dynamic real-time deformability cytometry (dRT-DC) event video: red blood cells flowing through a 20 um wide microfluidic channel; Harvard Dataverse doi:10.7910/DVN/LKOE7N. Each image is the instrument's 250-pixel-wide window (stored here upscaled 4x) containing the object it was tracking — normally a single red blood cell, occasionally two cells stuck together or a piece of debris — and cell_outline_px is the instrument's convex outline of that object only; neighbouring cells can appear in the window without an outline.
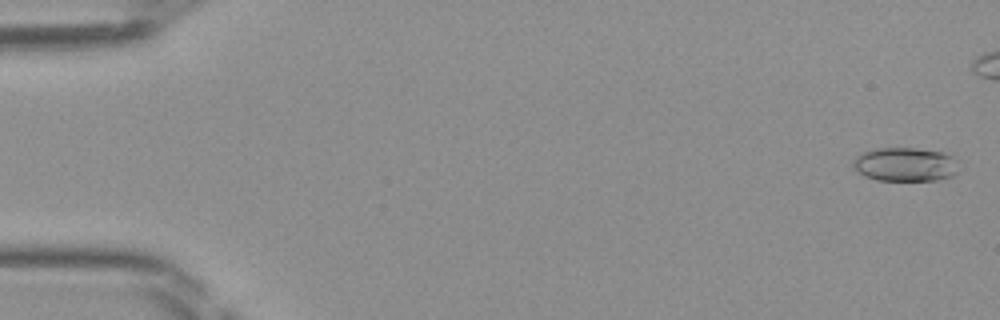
{"species": "Egyptian fruit bat (a non-hibernating species)", "species_latin": "Rousettus aegyptiacus", "temperature_condition": "room temperature", "stored_images_in_passage": 43, "camera_frame_rate_fps": 3000, "um_per_image_px": 0.085, "frame": {"image": 1, "passage_image": 2, "time_ms": 0.333, "image_size_px": [1000, 320], "cell_outline_px": [[956, 172], [952, 176], [940, 180], [876, 180], [864, 176], [852, 164], [852, 160], [860, 152], [876, 148], [916, 148], [944, 152], [952, 156], [956, 160]], "centroid_in_image_um": [76.92, 13.96], "position_along_channel_um": 8.1, "area_um2": 20.92}}
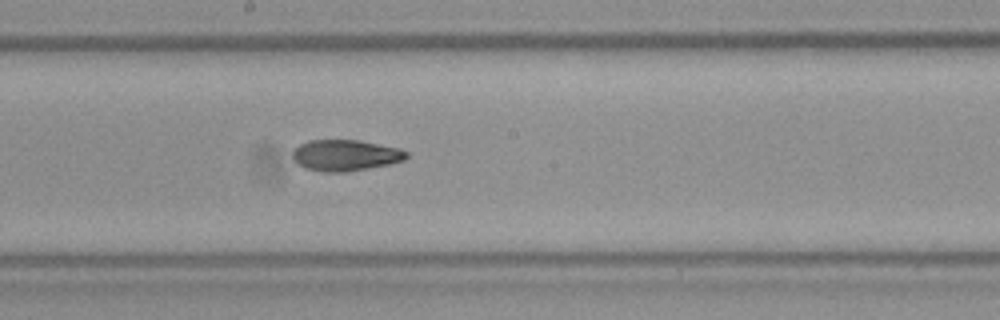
{"frame": {"image": 2, "passage_image": 27, "time_ms": 8.667, "image_size_px": [1000, 320], "cell_outline_px": [[408, 156], [404, 160], [388, 164], [368, 168], [344, 172], [324, 172], [304, 168], [296, 164], [292, 156], [292, 148], [308, 140], [360, 140], [400, 148], [408, 152]], "centroid_in_image_um": [29.32, 13.19], "position_along_channel_um": 218.9, "area_um2": 20.87}}
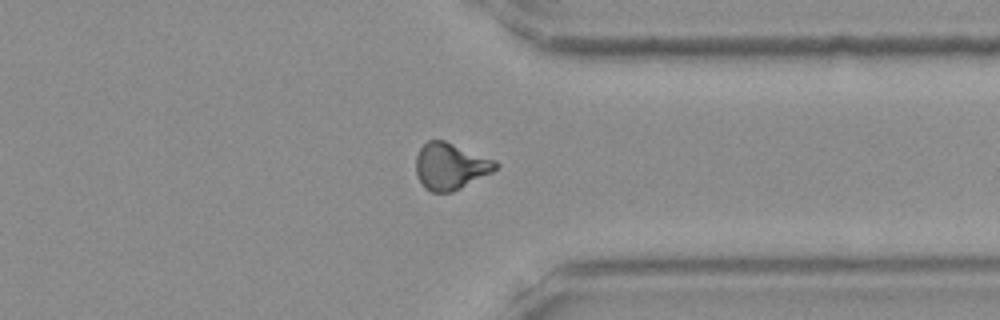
{"frame": {"image": 3, "passage_image": 38, "time_ms": 12.333, "image_size_px": [1000, 320], "cell_outline_px": [[500, 164], [492, 172], [452, 192], [432, 192], [424, 188], [416, 172], [416, 156], [420, 148], [428, 140], [444, 140], [496, 160]], "centroid_in_image_um": [38.29, 14.12], "position_along_channel_um": 373.1, "area_um2": 21.5}}